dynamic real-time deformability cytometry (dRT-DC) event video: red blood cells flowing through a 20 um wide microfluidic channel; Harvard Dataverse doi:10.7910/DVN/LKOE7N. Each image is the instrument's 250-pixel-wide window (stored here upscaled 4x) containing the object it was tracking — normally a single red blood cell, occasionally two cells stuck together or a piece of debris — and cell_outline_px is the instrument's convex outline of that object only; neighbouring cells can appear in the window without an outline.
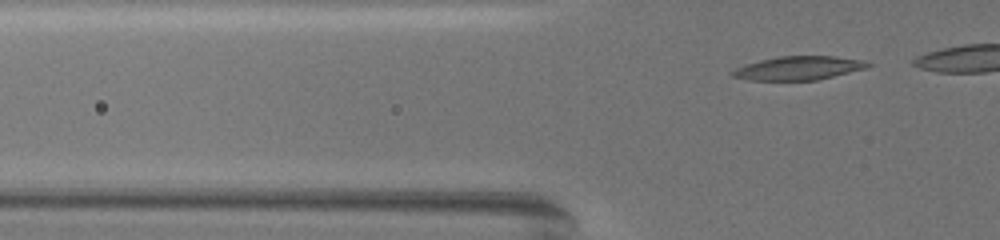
{"species": "common noctule bat (a hibernating species)", "species_latin": "Nyctalus noctula", "temperature_condition": "warm", "stored_images_in_passage": 17, "camera_frame_rate_fps": 3000, "um_per_image_px": 0.085, "animal": {"sex": "female", "body_mass_g": 19.5, "forearm_length_mm": 54.1}, "frame": {"image": 1, "passage_image": 3, "time_ms": 0.667, "image_size_px": [1000, 240], "cell_outline_px": [[872, 64], [868, 68], [816, 80], [748, 80], [732, 76], [728, 72], [736, 68], [760, 60], [776, 56], [836, 56], [864, 60]], "centroid_in_image_um": [67.89, 5.78], "position_along_channel_um": 57.9, "area_um2": 18.73}}
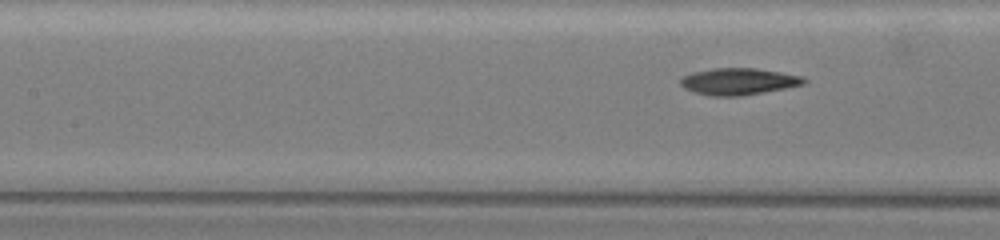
{"frame": {"image": 2, "passage_image": 13, "time_ms": 4.0, "image_size_px": [1000, 240], "cell_outline_px": [[808, 80], [804, 84], [744, 96], [708, 96], [692, 92], [684, 88], [680, 84], [680, 80], [684, 76], [692, 72], [712, 68], [756, 68], [780, 72], [800, 76]], "centroid_in_image_um": [62.73, 6.93], "position_along_channel_um": 144.7, "area_um2": 19.31}}
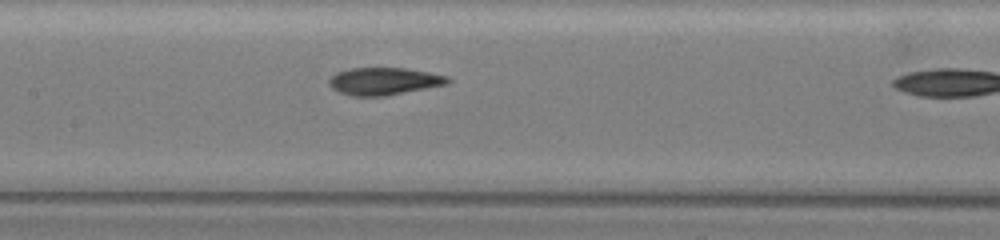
{"frame": {"image": 3, "passage_image": 16, "time_ms": 5.0, "image_size_px": [1000, 240], "cell_outline_px": [[452, 80], [448, 84], [384, 96], [352, 96], [340, 92], [332, 88], [328, 84], [328, 80], [336, 72], [348, 68], [404, 68], [428, 72], [448, 76]], "centroid_in_image_um": [32.63, 6.9], "position_along_channel_um": 174.8, "area_um2": 18.96}}